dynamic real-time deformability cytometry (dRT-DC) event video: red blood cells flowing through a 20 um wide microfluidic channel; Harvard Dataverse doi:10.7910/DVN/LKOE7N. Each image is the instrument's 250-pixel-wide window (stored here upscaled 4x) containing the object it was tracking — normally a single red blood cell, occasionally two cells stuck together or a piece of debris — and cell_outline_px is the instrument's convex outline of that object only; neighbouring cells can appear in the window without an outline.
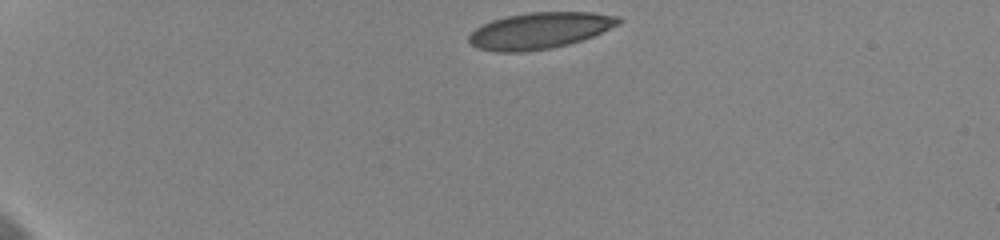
{"species": "human", "species_latin": "Homo sapiens", "temperature_condition": "cold", "stored_images_in_passage": 38, "camera_frame_rate_fps": 3000, "um_per_image_px": 0.085, "donor": {"sex": "female"}, "frame": {"image": 1, "passage_image": 1, "time_ms": 0.0, "image_size_px": [1000, 240], "cell_outline_px": [[620, 24], [592, 36], [568, 44], [552, 48], [524, 52], [496, 52], [480, 48], [472, 44], [468, 40], [468, 36], [476, 28], [492, 20], [508, 16], [528, 12], [592, 12], [620, 16]], "centroid_in_image_um": [45.89, 2.6], "position_along_channel_um": 39.1, "area_um2": 31.5}}
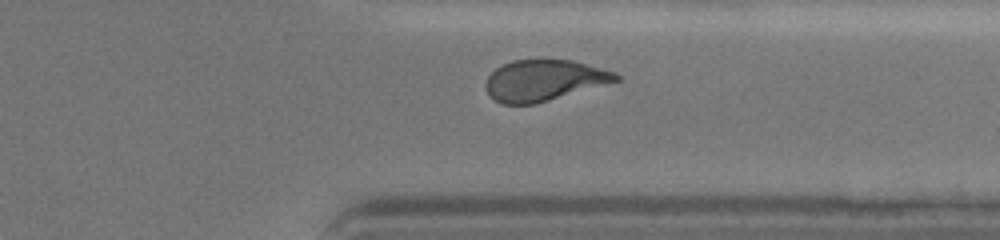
{"frame": {"image": 2, "passage_image": 34, "time_ms": 11.0, "image_size_px": [1000, 240], "cell_outline_px": [[620, 80], [536, 104], [500, 104], [488, 96], [484, 84], [488, 76], [496, 68], [512, 60], [572, 60], [616, 72], [620, 76]], "centroid_in_image_um": [46.21, 6.84], "position_along_channel_um": 365.2, "area_um2": 31.15}}
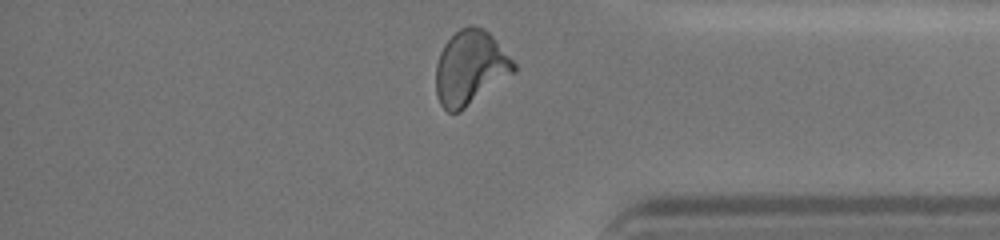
{"frame": {"image": 3, "passage_image": 37, "time_ms": 12.0, "image_size_px": [1000, 240], "cell_outline_px": [[516, 72], [460, 112], [448, 112], [440, 104], [436, 96], [436, 64], [440, 52], [444, 44], [460, 28], [468, 24], [472, 24], [484, 28], [496, 40], [516, 64]], "centroid_in_image_um": [39.97, 5.76], "position_along_channel_um": 395.2, "area_um2": 33.93}, "authors_computed_cell_mechanics": {"area_um2": 32.8304, "velocity_mm_per_s": 3.6328, "shape_relaxation_time_tau1_ms": 5.8236, "shape_relaxation_time_tau2_ms": 1.0182, "deformation_change_tau1": 0.1841, "deformation_change_tau2": 0.0957}}